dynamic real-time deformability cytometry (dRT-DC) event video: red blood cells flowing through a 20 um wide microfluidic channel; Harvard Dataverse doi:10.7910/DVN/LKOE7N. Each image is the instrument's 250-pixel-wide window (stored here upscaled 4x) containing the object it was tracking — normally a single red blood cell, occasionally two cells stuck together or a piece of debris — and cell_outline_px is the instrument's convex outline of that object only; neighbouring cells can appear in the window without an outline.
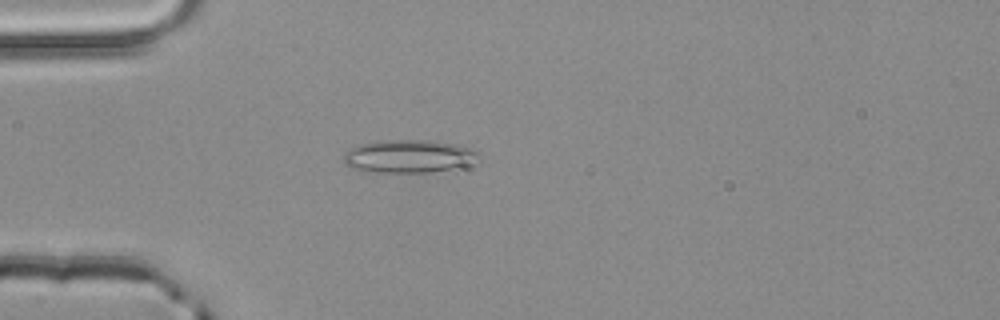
{"species": "common noctule bat (a hibernating species)", "species_latin": "Nyctalus noctula", "temperature_condition": "room temperature", "stored_images_in_passage": 1, "camera_frame_rate_fps": 3000, "um_per_image_px": 0.085, "animal": {"sex": "male", "body_mass_g": 20.4}, "frame": {"image": 1, "passage_image": 1, "time_ms": 0.0, "image_size_px": [1000, 320], "cell_outline_px": [[480, 152], [476, 164], [456, 172], [368, 172], [352, 168], [344, 164], [344, 152], [360, 144], [376, 140], [436, 140], [456, 144], [472, 148]], "centroid_in_image_um": [34.89, 13.31], "position_along_channel_um": 50.1, "area_um2": 27.17}}